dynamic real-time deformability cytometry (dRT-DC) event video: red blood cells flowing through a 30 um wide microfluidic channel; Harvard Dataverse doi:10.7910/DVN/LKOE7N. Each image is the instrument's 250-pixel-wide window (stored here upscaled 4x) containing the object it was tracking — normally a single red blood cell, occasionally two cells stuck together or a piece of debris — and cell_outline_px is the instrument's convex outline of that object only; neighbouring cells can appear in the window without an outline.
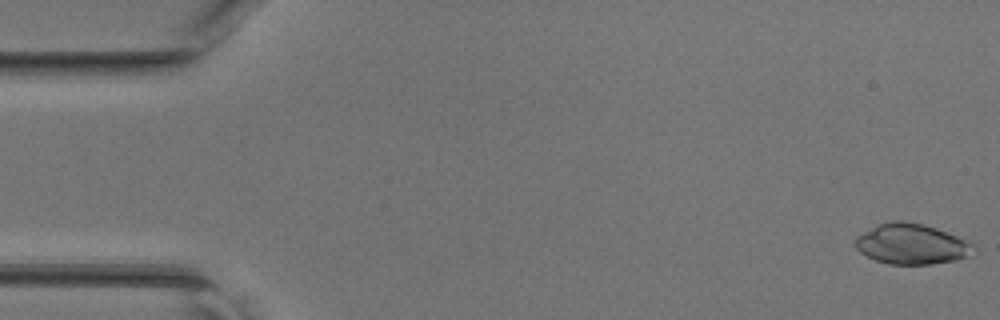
{"species": "common noctule bat (a hibernating species)", "species_latin": "Nyctalus noctula", "temperature_condition": "room temperature", "stored_images_in_passage": 45, "camera_frame_rate_fps": 3000, "um_per_image_px": 0.085, "animal": {"sex": "female", "body_mass_g": 17.0, "forearm_length_mm": 48.0}, "frame": {"image": 1, "passage_image": 1, "time_ms": 0.0, "image_size_px": [1000, 320], "cell_outline_px": [[976, 244], [968, 256], [956, 260], [928, 264], [888, 264], [876, 260], [860, 252], [856, 248], [856, 236], [880, 224], [892, 220], [904, 220], [936, 228], [972, 240]], "centroid_in_image_um": [77.53, 20.74], "position_along_channel_um": 7.5, "area_um2": 27.8}}
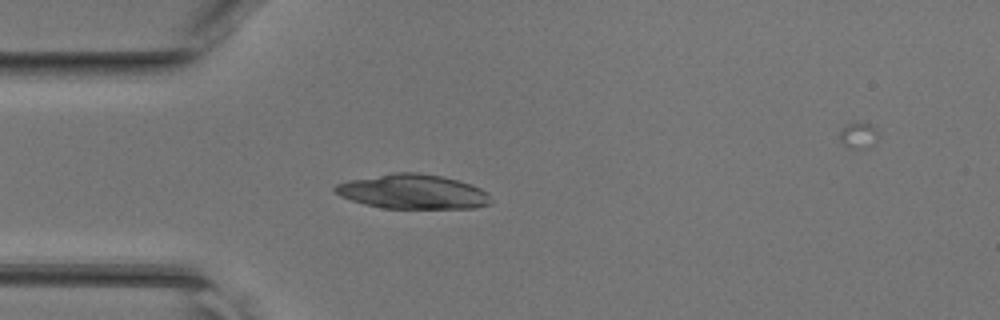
{"frame": {"image": 2, "passage_image": 13, "time_ms": 4.0, "image_size_px": [1000, 320], "cell_outline_px": [[492, 204], [472, 208], [384, 208], [364, 204], [340, 196], [332, 188], [336, 184], [348, 180], [392, 172], [416, 172], [444, 176], [472, 184], [480, 188], [492, 200]], "centroid_in_image_um": [35.08, 16.28], "position_along_channel_um": 49.9, "area_um2": 31.44}}
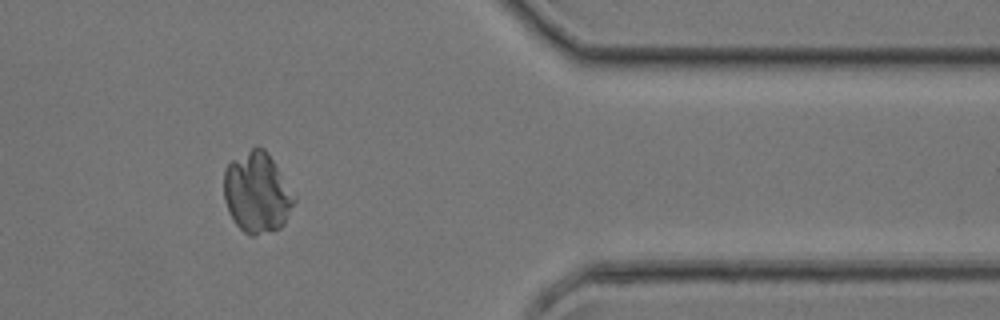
{"frame": {"image": 3, "passage_image": 38, "time_ms": 12.333, "image_size_px": [1000, 320], "cell_outline_px": [[296, 200], [284, 224], [280, 228], [256, 236], [252, 236], [244, 232], [236, 224], [228, 212], [224, 200], [224, 168], [232, 160], [256, 144], [264, 148], [268, 152], [296, 196]], "centroid_in_image_um": [21.85, 16.36], "position_along_channel_um": 389.6, "area_um2": 33.41}}